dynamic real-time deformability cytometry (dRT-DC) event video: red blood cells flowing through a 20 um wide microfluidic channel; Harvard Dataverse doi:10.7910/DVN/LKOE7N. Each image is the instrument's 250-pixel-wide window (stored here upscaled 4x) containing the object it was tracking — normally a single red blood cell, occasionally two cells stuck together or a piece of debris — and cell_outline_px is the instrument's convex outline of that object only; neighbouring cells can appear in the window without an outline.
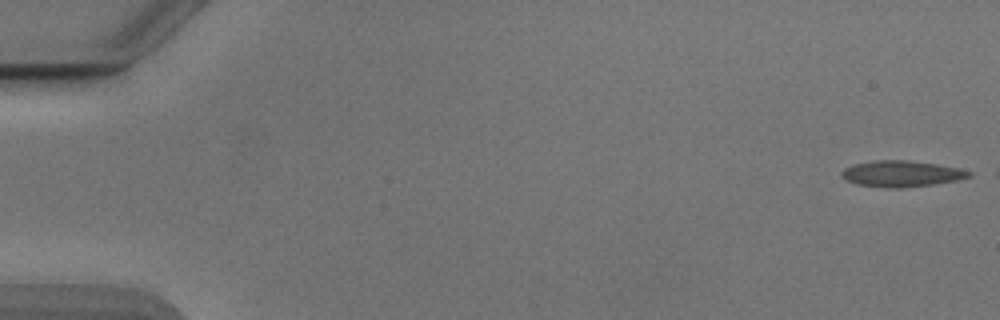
{"species": "Egyptian fruit bat (a non-hibernating species)", "species_latin": "Rousettus aegyptiacus", "temperature_condition": "cold", "stored_images_in_passage": 14, "camera_frame_rate_fps": 3000, "um_per_image_px": 0.085, "animal": {"sex": "male"}, "frame": {"image": 1, "passage_image": 1, "time_ms": 0.0, "image_size_px": [1000, 320], "cell_outline_px": [[972, 176], [960, 180], [932, 184], [900, 188], [888, 188], [856, 184], [840, 176], [840, 172], [844, 168], [852, 164], [876, 160], [908, 160], [936, 164], [956, 168], [972, 172]], "centroid_in_image_um": [76.6, 14.76], "position_along_channel_um": 8.4, "area_um2": 19.36}}
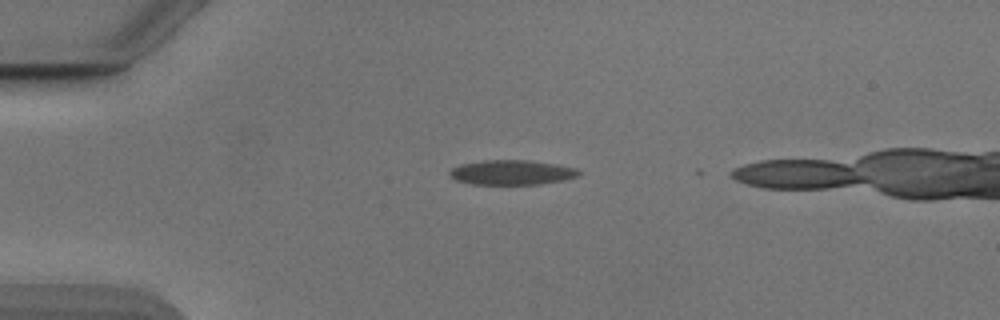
{"frame": {"image": 2, "passage_image": 13, "time_ms": 4.0, "image_size_px": [1000, 320], "cell_outline_px": [[580, 176], [564, 180], [540, 184], [472, 184], [456, 180], [448, 176], [448, 172], [452, 168], [460, 164], [484, 160], [528, 160], [556, 164], [576, 168], [580, 172]], "centroid_in_image_um": [43.49, 14.65], "position_along_channel_um": 41.5, "area_um2": 18.73}}